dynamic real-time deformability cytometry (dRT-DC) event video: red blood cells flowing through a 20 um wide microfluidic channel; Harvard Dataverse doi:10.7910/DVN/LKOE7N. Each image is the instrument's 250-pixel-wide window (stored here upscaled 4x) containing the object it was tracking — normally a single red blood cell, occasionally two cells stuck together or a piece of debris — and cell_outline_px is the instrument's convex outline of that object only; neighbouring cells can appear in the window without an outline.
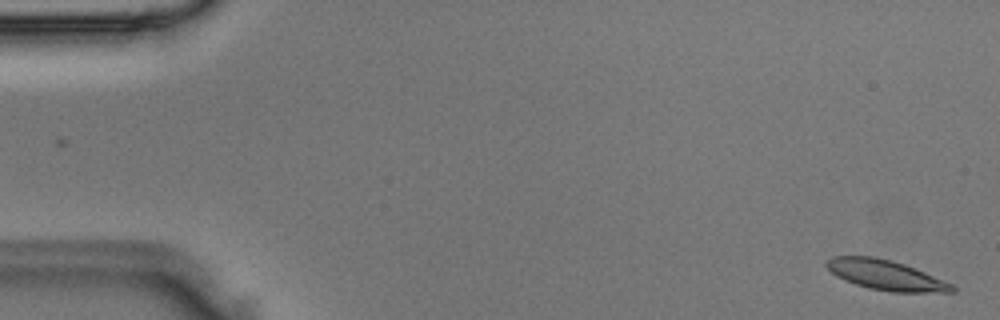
{"species": "Egyptian fruit bat (a non-hibernating species)", "species_latin": "Rousettus aegyptiacus", "temperature_condition": "room temperature", "stored_images_in_passage": 48, "camera_frame_rate_fps": 3000, "um_per_image_px": 0.085, "animal": {"sex": "male"}, "frame": {"image": 1, "passage_image": 1, "time_ms": 0.0, "image_size_px": [1000, 320], "cell_outline_px": [[956, 292], [892, 292], [868, 288], [844, 280], [836, 276], [824, 264], [832, 256], [876, 256], [892, 260], [904, 264], [924, 272], [952, 284], [956, 288]], "centroid_in_image_um": [75.27, 23.37], "position_along_channel_um": 9.7, "area_um2": 21.85}}
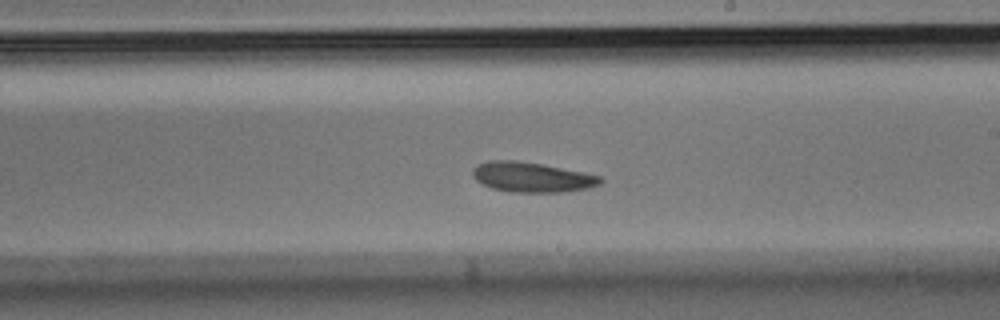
{"frame": {"image": 2, "passage_image": 28, "time_ms": 9.0, "image_size_px": [1000, 320], "cell_outline_px": [[604, 180], [600, 184], [588, 188], [564, 192], [508, 192], [492, 188], [476, 180], [472, 176], [472, 168], [476, 164], [488, 160], [516, 160], [540, 164], [600, 176]], "centroid_in_image_um": [45.15, 15.06], "position_along_channel_um": 243.8, "area_um2": 22.25}}
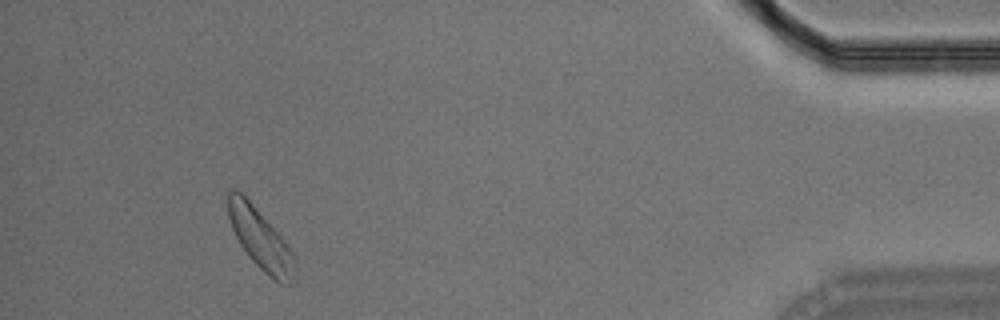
{"frame": {"image": 3, "passage_image": 45, "time_ms": 14.667, "image_size_px": [1000, 320], "cell_outline_px": [[296, 280], [292, 284], [280, 284], [264, 272], [248, 256], [240, 244], [232, 228], [228, 216], [228, 188], [236, 188], [252, 204], [284, 240], [296, 256]], "centroid_in_image_um": [22.17, 20.37], "position_along_channel_um": 413.0, "area_um2": 23.58}}